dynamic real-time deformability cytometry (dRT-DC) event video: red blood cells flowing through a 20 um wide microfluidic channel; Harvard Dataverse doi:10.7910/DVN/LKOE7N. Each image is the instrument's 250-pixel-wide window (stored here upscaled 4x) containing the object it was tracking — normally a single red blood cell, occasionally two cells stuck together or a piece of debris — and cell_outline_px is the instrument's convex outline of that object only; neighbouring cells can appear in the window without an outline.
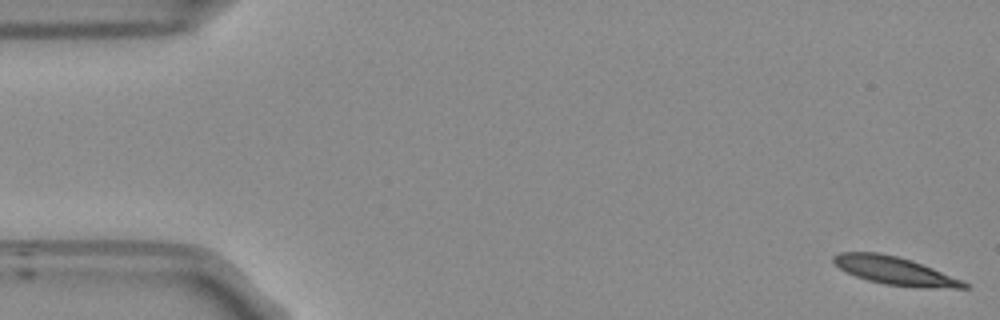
{"species": "Egyptian fruit bat (a non-hibernating species)", "species_latin": "Rousettus aegyptiacus", "temperature_condition": "room temperature", "stored_images_in_passage": 11, "camera_frame_rate_fps": 3000, "um_per_image_px": 0.085, "frame": {"image": 1, "passage_image": 1, "time_ms": 0.0, "image_size_px": [1000, 320], "cell_outline_px": [[968, 288], [920, 288], [884, 284], [868, 280], [856, 276], [840, 268], [832, 260], [832, 256], [840, 252], [880, 252], [912, 260], [932, 268], [960, 280], [968, 284]], "centroid_in_image_um": [76.03, 23.01], "position_along_channel_um": 9.0, "area_um2": 21.1}}